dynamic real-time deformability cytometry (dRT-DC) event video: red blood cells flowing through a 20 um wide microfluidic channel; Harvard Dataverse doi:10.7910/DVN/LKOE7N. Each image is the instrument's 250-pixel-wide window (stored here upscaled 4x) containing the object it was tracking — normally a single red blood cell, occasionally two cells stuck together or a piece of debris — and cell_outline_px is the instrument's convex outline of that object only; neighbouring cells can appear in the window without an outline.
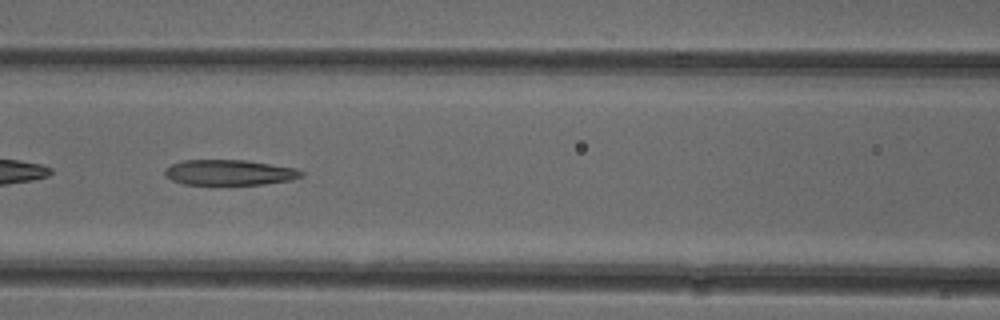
{"species": "common noctule bat (a hibernating species)", "species_latin": "Nyctalus noctula", "temperature_condition": "cold", "stored_images_in_passage": 51, "camera_frame_rate_fps": 3000, "um_per_image_px": 0.085, "animal": {"sex": "female"}, "frame": {"image": 1, "passage_image": 22, "time_ms": 7.0, "image_size_px": [1000, 320], "cell_outline_px": [[304, 176], [292, 180], [264, 184], [184, 184], [172, 180], [164, 172], [172, 164], [184, 160], [244, 160], [296, 168], [304, 172]], "centroid_in_image_um": [19.56, 14.66], "position_along_channel_um": 147.0, "area_um2": 20.0}, "authors_computed_cell_mechanics": {"area_um2": 21.7906, "velocity_mm_per_s": 3.9404, "shape_relaxation_time_tau1_ms": null, "shape_relaxation_time_tau2_ms": 3.063, "deformation_change_tau1": null, "deformation_change_tau2": 0.1449}}